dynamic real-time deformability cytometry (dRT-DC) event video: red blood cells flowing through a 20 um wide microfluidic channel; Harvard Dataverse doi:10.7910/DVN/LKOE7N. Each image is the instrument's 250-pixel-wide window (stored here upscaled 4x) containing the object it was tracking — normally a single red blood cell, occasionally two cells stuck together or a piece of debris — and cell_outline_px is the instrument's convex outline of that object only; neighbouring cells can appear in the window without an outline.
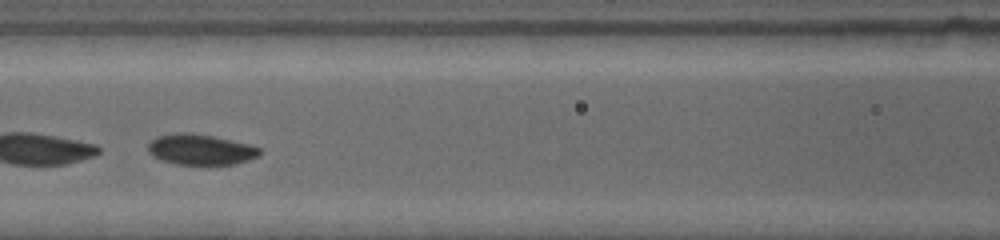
{"species": "common noctule bat (a hibernating species)", "species_latin": "Nyctalus noctula", "temperature_condition": "warm", "stored_images_in_passage": 38, "camera_frame_rate_fps": 4500, "um_per_image_px": 0.085, "animal": {"sex": "female", "body_mass_g": 19.0, "forearm_length_mm": 53.3}, "frame": {"image": 1, "passage_image": 11, "time_ms": 2.889, "image_size_px": [1000, 240], "cell_outline_px": [[260, 152], [256, 156], [248, 160], [232, 164], [176, 164], [152, 156], [148, 152], [148, 144], [156, 136], [176, 132], [192, 132], [216, 136], [248, 144], [260, 148]], "centroid_in_image_um": [17.01, 12.68], "position_along_channel_um": 149.6, "area_um2": 19.88}, "authors_computed_cell_mechanics": {"area_um2": 20.4034, "velocity_mm_per_s": 3.7501, "shape_relaxation_time_tau1_ms": 4.5077, "shape_relaxation_time_tau2_ms": 2.8083, "deformation_change_tau1": 0.1098, "deformation_change_tau2": 0.0528}}